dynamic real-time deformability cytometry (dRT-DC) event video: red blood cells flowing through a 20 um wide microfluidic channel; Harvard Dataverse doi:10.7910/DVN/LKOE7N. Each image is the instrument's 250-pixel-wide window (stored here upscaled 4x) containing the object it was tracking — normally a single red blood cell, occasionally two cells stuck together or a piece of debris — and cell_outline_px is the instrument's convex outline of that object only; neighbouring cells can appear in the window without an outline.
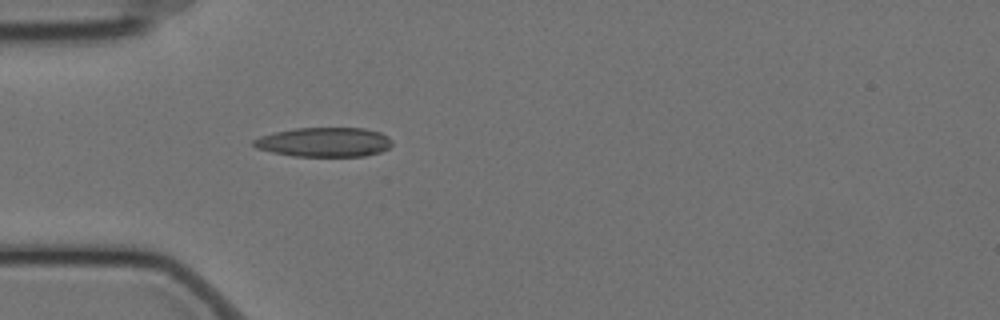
{"species": "Egyptian fruit bat (a non-hibernating species)", "species_latin": "Rousettus aegyptiacus", "temperature_condition": "cold", "stored_images_in_passage": 19, "camera_frame_rate_fps": 3000, "um_per_image_px": 0.085, "animal": {"sex": "female"}, "frame": {"image": 1, "passage_image": 1, "time_ms": 0.0, "image_size_px": [1000, 320], "cell_outline_px": [[392, 144], [388, 148], [380, 152], [364, 156], [292, 156], [272, 152], [256, 148], [252, 144], [252, 140], [260, 136], [272, 132], [296, 128], [364, 128], [380, 132], [388, 136], [392, 140]], "centroid_in_image_um": [27.54, 12.08], "position_along_channel_um": 57.5, "area_um2": 23.87}}
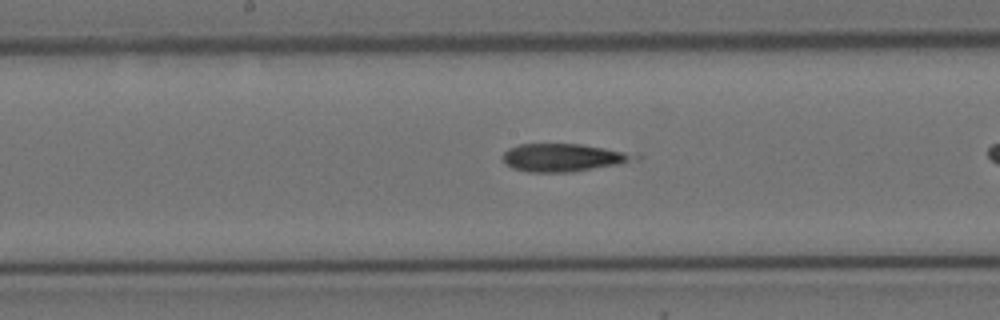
{"frame": {"image": 2, "passage_image": 10, "time_ms": 3.0, "image_size_px": [1000, 320], "cell_outline_px": [[644, 156], [640, 160], [620, 164], [572, 172], [528, 172], [512, 168], [504, 164], [500, 156], [508, 148], [520, 144], [580, 144], [604, 148]], "centroid_in_image_um": [47.87, 13.4], "position_along_channel_um": 200.3, "area_um2": 21.68}}
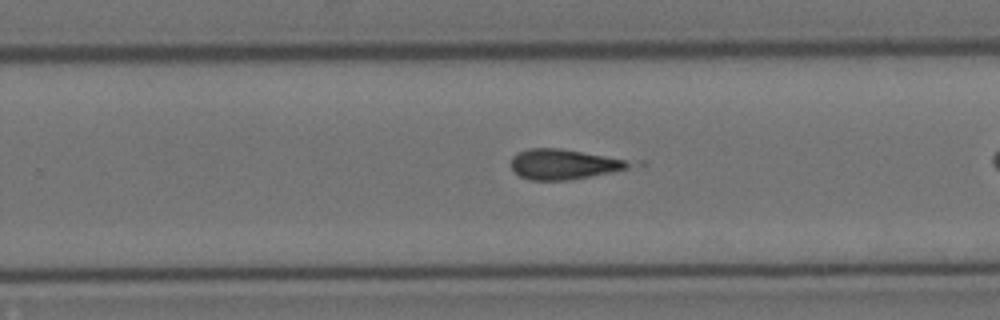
{"frame": {"image": 3, "passage_image": 17, "time_ms": 5.333, "image_size_px": [1000, 320], "cell_outline_px": [[648, 164], [612, 172], [568, 180], [528, 180], [512, 172], [512, 156], [528, 148], [560, 148], [644, 160]], "centroid_in_image_um": [48.21, 13.94], "position_along_channel_um": 281.6, "area_um2": 22.08}}